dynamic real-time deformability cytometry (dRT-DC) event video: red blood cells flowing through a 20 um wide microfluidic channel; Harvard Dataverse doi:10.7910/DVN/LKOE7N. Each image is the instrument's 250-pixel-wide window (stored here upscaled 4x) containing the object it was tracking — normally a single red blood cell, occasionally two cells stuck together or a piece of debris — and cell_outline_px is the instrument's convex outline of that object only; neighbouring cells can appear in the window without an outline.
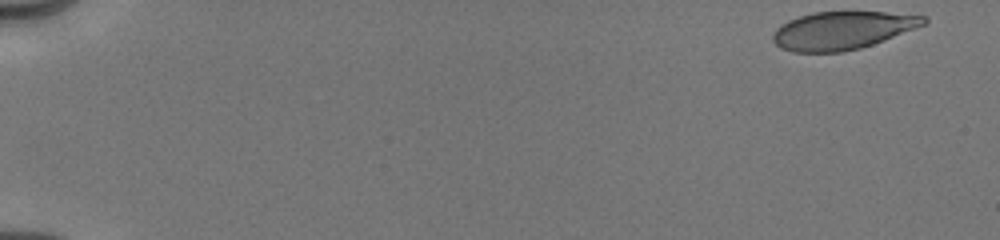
{"species": "human", "species_latin": "Homo sapiens", "temperature_condition": "cold", "stored_images_in_passage": 25, "camera_frame_rate_fps": 3000, "um_per_image_px": 0.085, "donor": {"sex": "male"}, "frame": {"image": 1, "passage_image": 1, "time_ms": 0.0, "image_size_px": [1000, 240], "cell_outline_px": [[928, 20], [924, 24], [884, 40], [860, 48], [840, 52], [792, 52], [780, 48], [772, 40], [772, 36], [776, 28], [788, 20], [812, 12], [884, 12], [928, 16]], "centroid_in_image_um": [71.56, 2.58], "position_along_channel_um": 13.4, "area_um2": 33.18}}
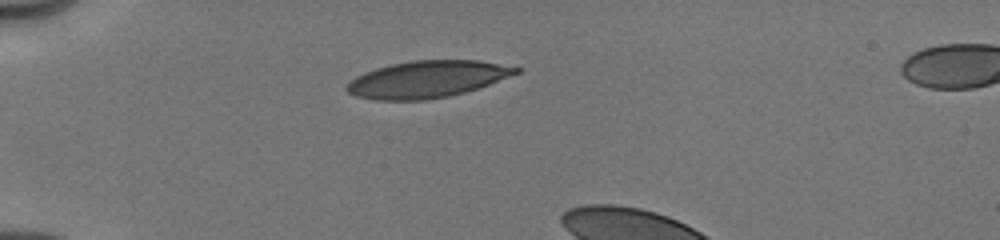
{"frame": {"image": 2, "passage_image": 19, "time_ms": 4.333, "image_size_px": [1000, 240], "cell_outline_px": [[520, 72], [488, 84], [464, 92], [448, 96], [424, 100], [376, 100], [356, 96], [348, 92], [344, 88], [356, 76], [364, 72], [376, 68], [392, 64], [412, 60], [480, 60], [520, 68]], "centroid_in_image_um": [36.28, 6.73], "position_along_channel_um": 48.7, "area_um2": 36.01}}
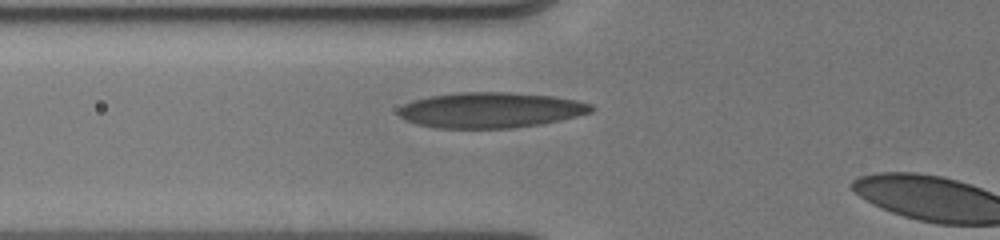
{"frame": {"image": 3, "passage_image": 24, "time_ms": 6.0, "image_size_px": [1000, 240], "cell_outline_px": [[596, 108], [592, 112], [560, 120], [540, 124], [512, 128], [436, 128], [416, 124], [404, 120], [396, 112], [404, 104], [412, 100], [428, 96], [460, 92], [508, 92], [552, 96], [576, 100], [592, 104]], "centroid_in_image_um": [41.68, 9.35], "position_along_channel_um": 84.1, "area_um2": 40.06}}